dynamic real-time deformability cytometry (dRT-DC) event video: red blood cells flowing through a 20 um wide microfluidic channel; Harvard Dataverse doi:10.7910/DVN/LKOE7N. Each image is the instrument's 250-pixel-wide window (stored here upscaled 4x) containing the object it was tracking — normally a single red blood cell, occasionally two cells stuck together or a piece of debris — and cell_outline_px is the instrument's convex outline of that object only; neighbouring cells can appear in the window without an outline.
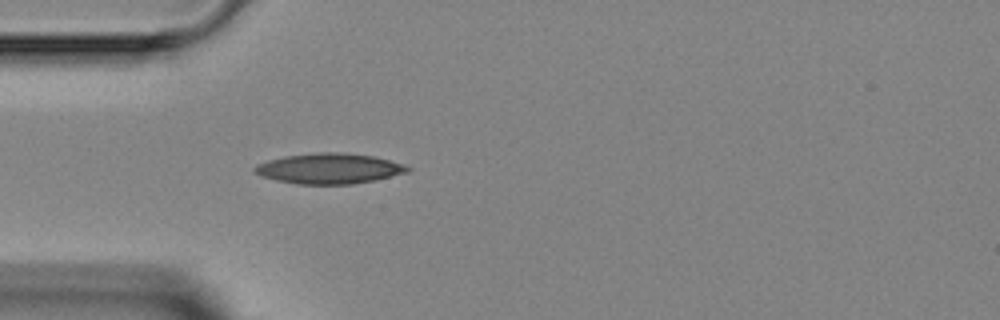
{"species": "Egyptian fruit bat (a non-hibernating species)", "species_latin": "Rousettus aegyptiacus", "temperature_condition": "room temperature", "stored_images_in_passage": 2, "camera_frame_rate_fps": 3000, "um_per_image_px": 0.085, "animal": {"sex": "female"}, "frame": {"image": 1, "passage_image": 2, "time_ms": 1.0, "image_size_px": [1000, 320], "cell_outline_px": [[412, 168], [408, 172], [376, 180], [352, 184], [300, 184], [276, 180], [260, 176], [252, 172], [252, 168], [256, 164], [268, 160], [284, 156], [316, 152], [344, 152], [372, 156], [404, 164]], "centroid_in_image_um": [27.95, 14.32], "position_along_channel_um": 57.1, "area_um2": 27.28}}